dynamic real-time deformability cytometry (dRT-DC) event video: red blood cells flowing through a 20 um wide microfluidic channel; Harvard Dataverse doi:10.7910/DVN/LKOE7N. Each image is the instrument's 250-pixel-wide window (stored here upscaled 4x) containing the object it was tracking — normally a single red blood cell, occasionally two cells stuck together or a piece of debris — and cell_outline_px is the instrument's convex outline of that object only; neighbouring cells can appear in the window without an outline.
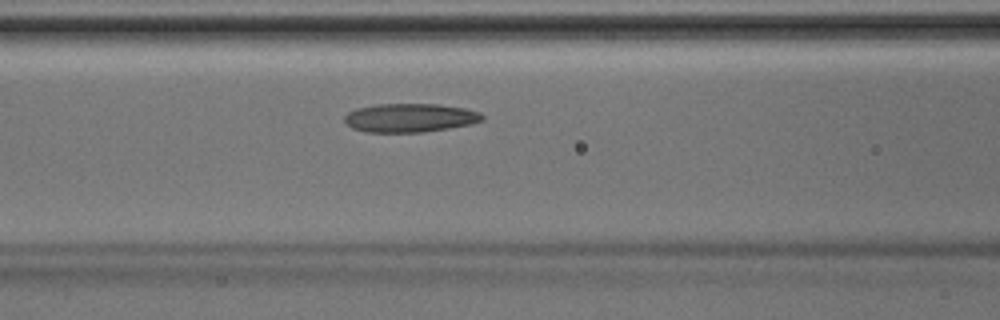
{"species": "Egyptian fruit bat (a non-hibernating species)", "species_latin": "Rousettus aegyptiacus", "temperature_condition": "room temperature", "stored_images_in_passage": 15, "camera_frame_rate_fps": 3000, "um_per_image_px": 0.085, "animal": {"sex": "male"}, "frame": {"image": 1, "passage_image": 11, "time_ms": 3.333, "image_size_px": [1000, 320], "cell_outline_px": [[484, 120], [468, 124], [448, 128], [420, 132], [364, 132], [352, 128], [344, 120], [344, 116], [348, 112], [356, 108], [380, 104], [440, 104], [464, 108], [480, 112], [484, 116]], "centroid_in_image_um": [34.83, 10.01], "position_along_channel_um": 131.8, "area_um2": 22.95}}
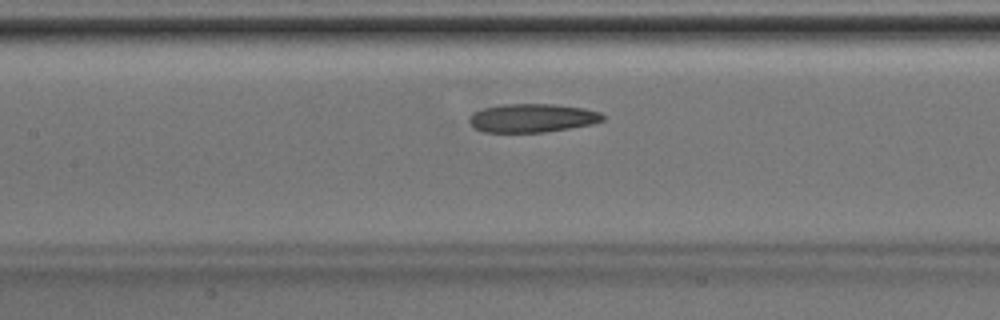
{"frame": {"image": 2, "passage_image": 13, "time_ms": 4.0, "image_size_px": [1000, 320], "cell_outline_px": [[604, 120], [592, 124], [544, 132], [484, 132], [476, 128], [468, 120], [472, 112], [484, 108], [504, 104], [552, 104], [584, 108], [600, 112], [604, 116]], "centroid_in_image_um": [45.24, 10.02], "position_along_channel_um": 162.2, "area_um2": 22.08}}